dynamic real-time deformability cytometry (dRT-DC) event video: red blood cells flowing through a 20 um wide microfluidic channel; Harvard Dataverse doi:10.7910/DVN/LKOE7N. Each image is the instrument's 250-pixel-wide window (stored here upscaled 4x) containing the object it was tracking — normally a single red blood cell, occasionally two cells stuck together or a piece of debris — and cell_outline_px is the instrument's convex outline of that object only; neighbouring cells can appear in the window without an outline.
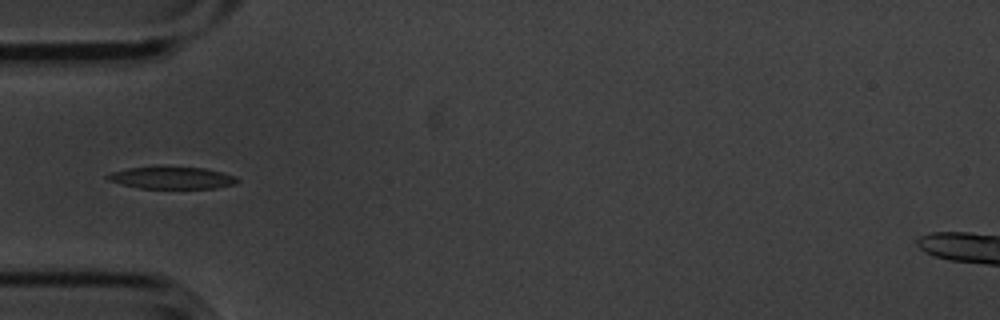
{"species": "common noctule bat (a hibernating species)", "species_latin": "Nyctalus noctula", "temperature_condition": "cold", "stored_images_in_passage": 13, "camera_frame_rate_fps": 3000, "um_per_image_px": 0.085, "animal": {"sex": "male", "body_mass_g": 20.1, "forearm_length_mm": 53.5}, "frame": {"image": 1, "passage_image": 3, "time_ms": 0.667, "image_size_px": [1000, 320], "cell_outline_px": [[240, 180], [236, 184], [216, 188], [140, 188], [108, 180], [104, 176], [112, 172], [128, 168], [204, 168], [236, 176]], "centroid_in_image_um": [14.66, 15.13], "position_along_channel_um": 70.3, "area_um2": 16.18}}
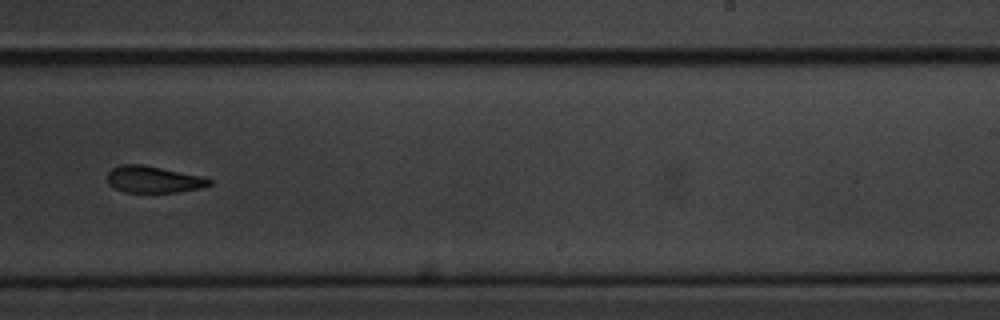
{"frame": {"image": 2, "passage_image": 8, "time_ms": 2.333, "image_size_px": [1000, 320], "cell_outline_px": [[212, 184], [200, 188], [176, 192], [124, 192], [108, 184], [108, 172], [112, 168], [120, 164], [140, 164], [204, 176], [212, 180]], "centroid_in_image_um": [13.05, 15.24], "position_along_channel_um": 275.9, "area_um2": 15.84}}
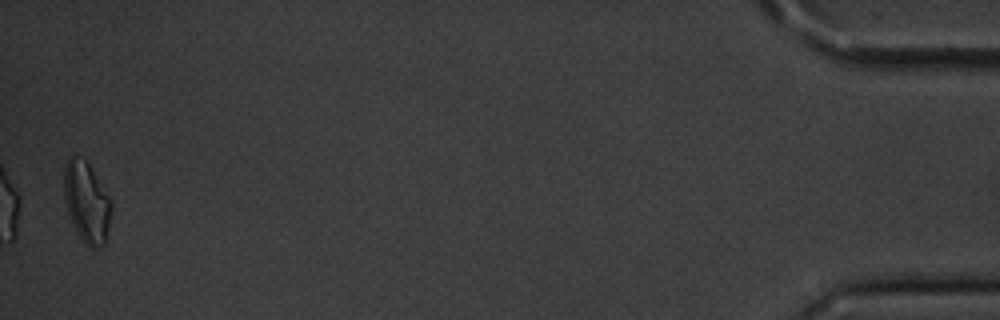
{"frame": {"image": 3, "passage_image": 13, "time_ms": 4.0, "image_size_px": [1000, 320], "cell_outline_px": [[112, 208], [108, 228], [104, 244], [96, 248], [88, 248], [84, 244], [76, 232], [72, 224], [64, 200], [64, 164], [68, 156], [72, 152], [76, 152], [92, 168], [112, 200]], "centroid_in_image_um": [7.35, 17.13], "position_along_channel_um": 427.9, "area_um2": 22.83}}